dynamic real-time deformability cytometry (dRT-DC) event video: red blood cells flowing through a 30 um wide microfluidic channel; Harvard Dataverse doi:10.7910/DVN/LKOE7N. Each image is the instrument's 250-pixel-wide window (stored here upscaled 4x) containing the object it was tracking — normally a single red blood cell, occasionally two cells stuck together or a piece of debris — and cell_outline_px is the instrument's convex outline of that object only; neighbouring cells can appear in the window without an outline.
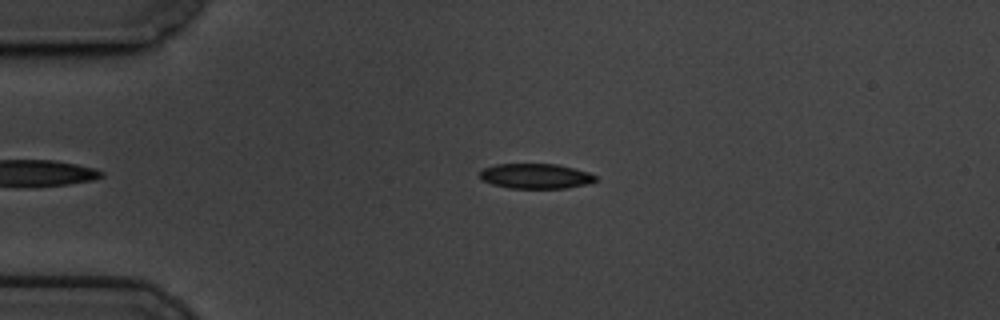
{"species": "common noctule bat (a hibernating species)", "species_latin": "Nyctalus noctula", "temperature_condition": "cold", "stored_images_in_passage": 39, "camera_frame_rate_fps": 3000, "um_per_image_px": 0.085, "animal": {"sex": "male", "body_mass_g": 19.5, "forearm_length_mm": 54.6}, "frame": {"image": 1, "passage_image": 2, "time_ms": 0.333, "image_size_px": [1000, 320], "cell_outline_px": [[596, 180], [588, 184], [568, 188], [508, 188], [492, 184], [480, 180], [480, 172], [484, 168], [496, 164], [556, 164], [588, 172], [596, 176]], "centroid_in_image_um": [45.51, 14.97], "position_along_channel_um": 39.5, "area_um2": 16.88}}
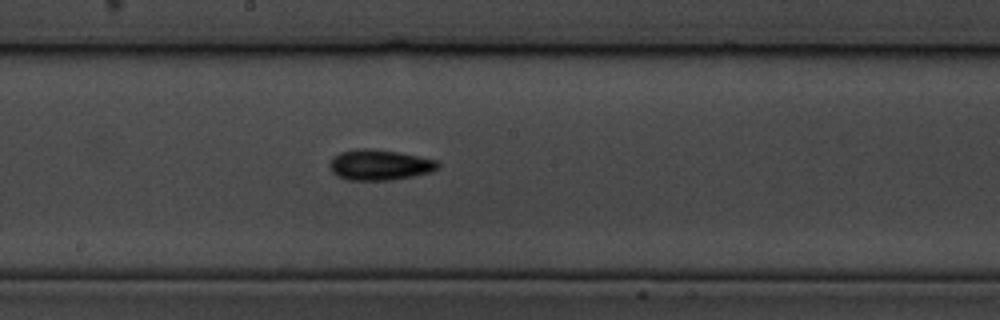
{"frame": {"image": 2, "passage_image": 20, "time_ms": 6.333, "image_size_px": [1000, 320], "cell_outline_px": [[440, 164], [432, 172], [392, 180], [348, 180], [336, 176], [332, 172], [332, 160], [340, 152], [364, 148], [368, 148], [396, 152], [436, 160]], "centroid_in_image_um": [32.28, 14.03], "position_along_channel_um": 215.9, "area_um2": 18.84}}
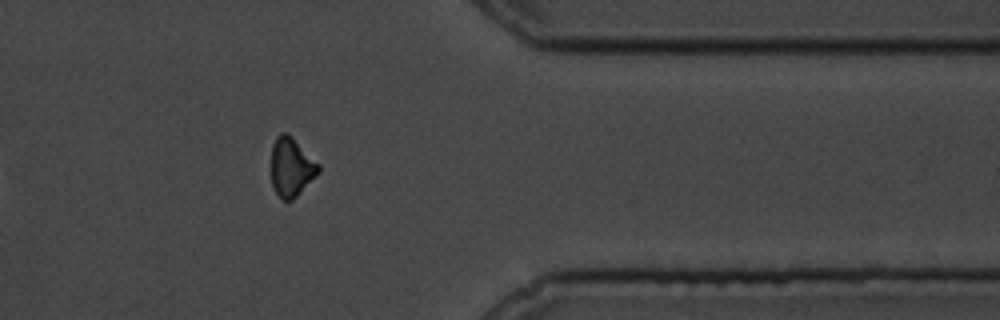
{"frame": {"image": 3, "passage_image": 36, "time_ms": 11.667, "image_size_px": [1000, 320], "cell_outline_px": [[320, 172], [292, 200], [284, 200], [276, 192], [272, 184], [272, 144], [276, 136], [280, 132], [288, 132], [320, 164]], "centroid_in_image_um": [24.78, 14.15], "position_along_channel_um": 386.6, "area_um2": 16.18}, "authors_computed_cell_mechanics": {"area_um2": 17.5712, "velocity_mm_per_s": 3.4509, "shape_relaxation_time_tau1_ms": 2.4816, "shape_relaxation_time_tau2_ms": 5.5104, "deformation_change_tau1": 0.0903, "deformation_change_tau2": 0.1191}}